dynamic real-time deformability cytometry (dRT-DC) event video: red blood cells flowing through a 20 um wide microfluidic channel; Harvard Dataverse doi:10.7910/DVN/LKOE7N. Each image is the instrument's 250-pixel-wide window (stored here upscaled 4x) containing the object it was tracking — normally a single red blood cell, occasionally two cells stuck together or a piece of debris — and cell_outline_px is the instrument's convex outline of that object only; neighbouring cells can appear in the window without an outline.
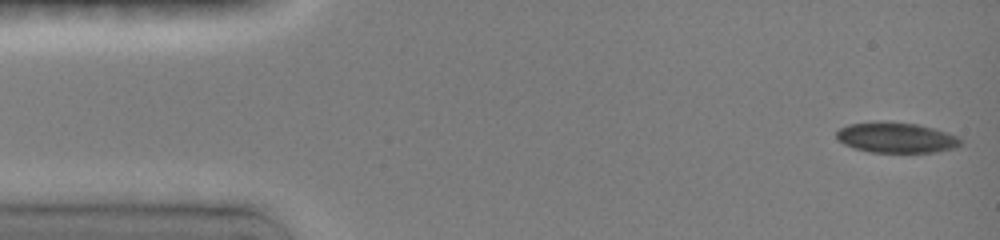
{"species": "common noctule bat (a hibernating species)", "species_latin": "Nyctalus noctula", "temperature_condition": "room temperature", "stored_images_in_passage": 24, "camera_frame_rate_fps": 3000, "um_per_image_px": 0.085, "animal": {"sex": "female", "body_mass_g": 19.0, "forearm_length_mm": 51.5}, "frame": {"image": 1, "passage_image": 1, "time_ms": 0.0, "image_size_px": [1000, 240], "cell_outline_px": [[960, 144], [956, 148], [936, 152], [872, 152], [856, 148], [844, 144], [836, 136], [836, 132], [840, 128], [848, 124], [880, 120], [888, 120], [916, 124], [948, 132], [956, 136], [960, 140]], "centroid_in_image_um": [76.16, 11.67], "position_along_channel_um": 8.8, "area_um2": 22.08}}
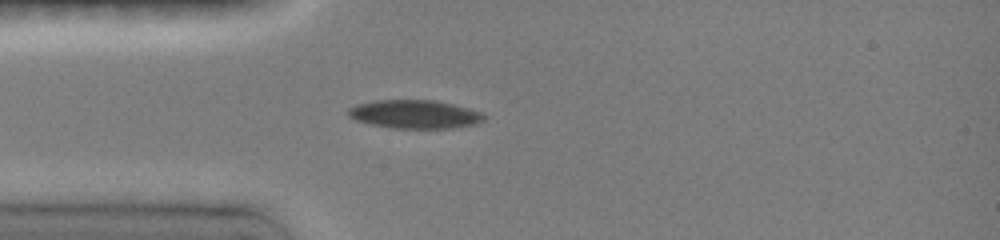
{"frame": {"image": 2, "passage_image": 15, "time_ms": 3.667, "image_size_px": [1000, 240], "cell_outline_px": [[484, 120], [476, 124], [452, 128], [392, 128], [372, 124], [356, 120], [348, 116], [344, 112], [348, 108], [356, 104], [372, 100], [436, 100], [484, 112]], "centroid_in_image_um": [35.22, 9.7], "position_along_channel_um": 49.8, "area_um2": 22.72}}
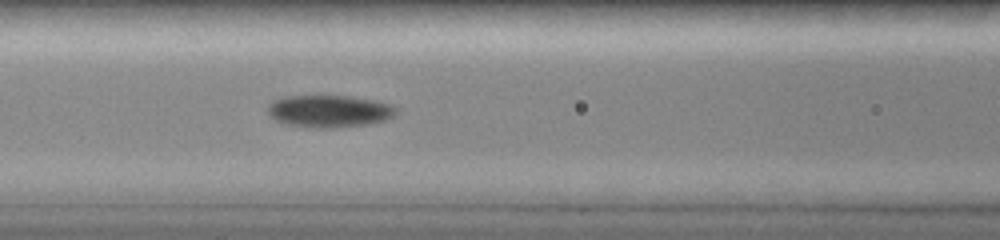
{"frame": {"image": 3, "passage_image": 24, "time_ms": 6.0, "image_size_px": [1000, 240], "cell_outline_px": [[400, 112], [396, 116], [388, 120], [368, 124], [332, 128], [308, 128], [288, 124], [276, 120], [268, 116], [268, 104], [272, 100], [288, 96], [348, 96], [372, 100], [392, 104]], "centroid_in_image_um": [28.02, 9.46], "position_along_channel_um": 138.6, "area_um2": 24.45}}